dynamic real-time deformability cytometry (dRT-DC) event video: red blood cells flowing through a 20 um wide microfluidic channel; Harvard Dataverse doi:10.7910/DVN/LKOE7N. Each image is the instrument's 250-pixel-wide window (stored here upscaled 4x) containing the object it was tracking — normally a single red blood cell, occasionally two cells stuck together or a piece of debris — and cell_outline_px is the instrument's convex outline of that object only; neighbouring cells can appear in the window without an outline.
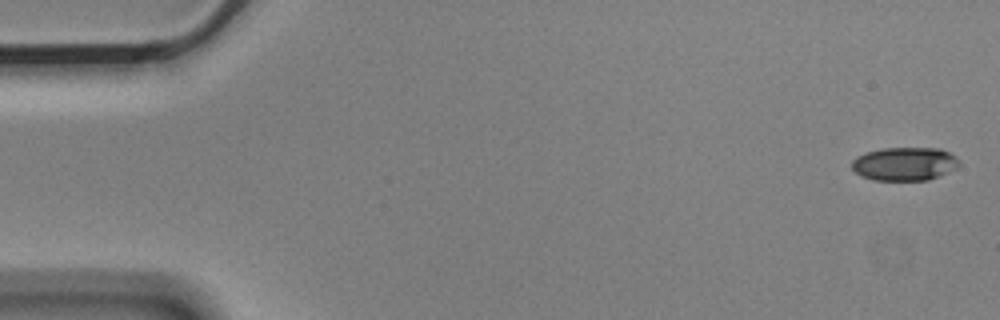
{"species": "Egyptian fruit bat (a non-hibernating species)", "species_latin": "Rousettus aegyptiacus", "temperature_condition": "cold", "stored_images_in_passage": 5, "camera_frame_rate_fps": 3000, "um_per_image_px": 0.085, "animal": {"sex": "male"}, "frame": {"image": 1, "passage_image": 1, "time_ms": 0.0, "image_size_px": [1000, 320], "cell_outline_px": [[960, 164], [956, 168], [928, 180], [872, 180], [860, 176], [852, 168], [852, 160], [856, 156], [868, 152], [884, 148], [940, 148], [956, 156]], "centroid_in_image_um": [76.88, 13.93], "position_along_channel_um": 8.1, "area_um2": 20.87}}
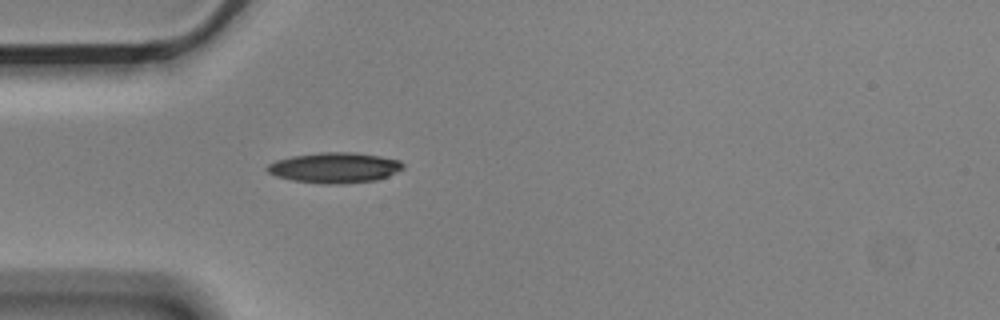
{"frame": {"image": 2, "passage_image": 5, "time_ms": 1.333, "image_size_px": [1000, 320], "cell_outline_px": [[404, 168], [388, 176], [376, 180], [344, 184], [320, 184], [292, 180], [276, 176], [268, 172], [264, 168], [268, 164], [276, 160], [292, 156], [320, 152], [356, 152], [380, 156], [400, 160], [404, 164]], "centroid_in_image_um": [28.44, 14.25], "position_along_channel_um": 56.6, "area_um2": 24.33}}